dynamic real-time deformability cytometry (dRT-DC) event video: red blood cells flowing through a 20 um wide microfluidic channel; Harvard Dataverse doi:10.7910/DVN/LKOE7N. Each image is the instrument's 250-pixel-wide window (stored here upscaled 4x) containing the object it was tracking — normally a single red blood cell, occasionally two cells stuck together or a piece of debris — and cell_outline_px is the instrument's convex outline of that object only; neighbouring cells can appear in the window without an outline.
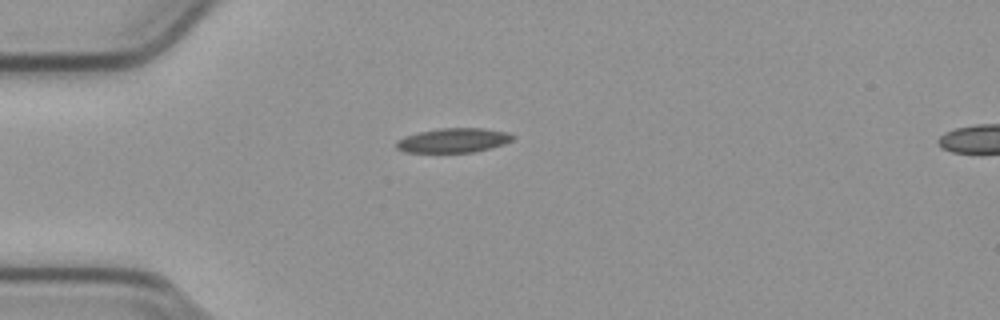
{"species": "common noctule bat (a hibernating species)", "species_latin": "Nyctalus noctula", "temperature_condition": "cold", "stored_images_in_passage": 33, "camera_frame_rate_fps": 3000, "um_per_image_px": 0.085, "animal": {"sex": "male", "body_mass_g": 23.1, "forearm_length_mm": 52.7}, "frame": {"image": 1, "passage_image": 1, "time_ms": 0.0, "image_size_px": [1000, 320], "cell_outline_px": [[516, 136], [512, 140], [504, 144], [492, 148], [472, 152], [404, 152], [396, 148], [396, 140], [404, 136], [420, 132], [440, 128], [484, 128], [508, 132]], "centroid_in_image_um": [38.55, 11.93], "position_along_channel_um": 46.4, "area_um2": 16.65}}
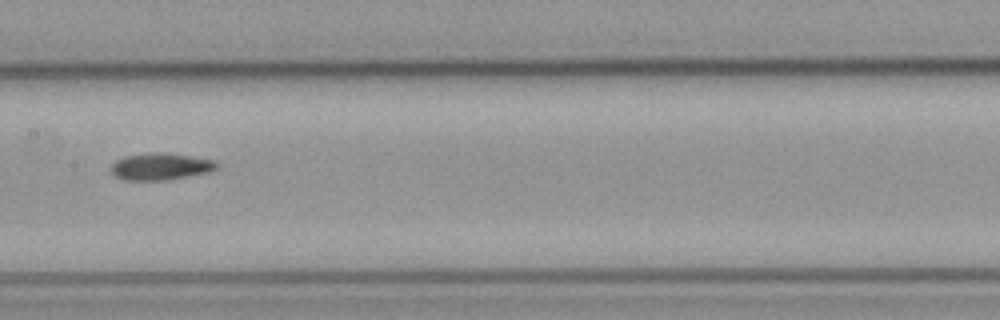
{"frame": {"image": 2, "passage_image": 14, "time_ms": 4.333, "image_size_px": [1000, 320], "cell_outline_px": [[220, 164], [216, 168], [208, 172], [164, 180], [124, 180], [116, 176], [112, 172], [112, 164], [116, 160], [124, 156], [148, 152], [168, 152], [212, 160]], "centroid_in_image_um": [13.63, 14.13], "position_along_channel_um": 193.8, "area_um2": 16.47}}
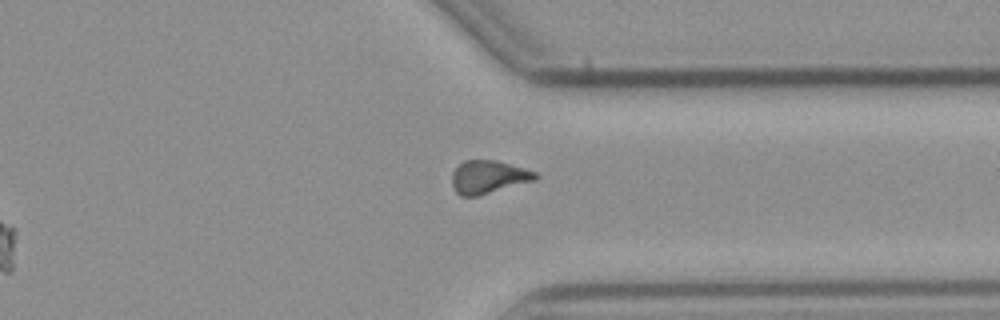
{"frame": {"image": 3, "passage_image": 28, "time_ms": 9.0, "image_size_px": [1000, 320], "cell_outline_px": [[540, 176], [536, 180], [476, 196], [460, 196], [456, 192], [452, 184], [452, 172], [464, 160], [496, 160], [524, 168], [536, 172]], "centroid_in_image_um": [41.52, 15.04], "position_along_channel_um": 369.9, "area_um2": 16.01}}